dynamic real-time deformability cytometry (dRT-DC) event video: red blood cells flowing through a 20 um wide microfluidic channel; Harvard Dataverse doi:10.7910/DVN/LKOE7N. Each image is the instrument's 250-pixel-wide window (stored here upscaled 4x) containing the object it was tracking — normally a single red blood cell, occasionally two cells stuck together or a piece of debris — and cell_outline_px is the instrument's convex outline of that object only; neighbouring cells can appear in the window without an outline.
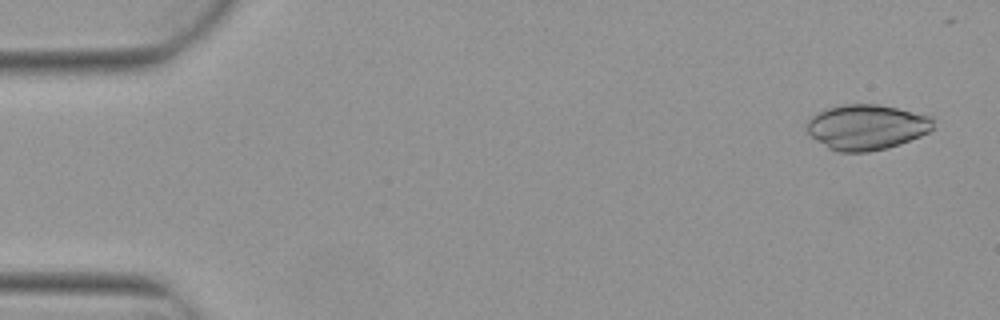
{"species": "Egyptian fruit bat (a non-hibernating species)", "species_latin": "Rousettus aegyptiacus", "temperature_condition": "warm", "stored_images_in_passage": 4, "camera_frame_rate_fps": 3000, "um_per_image_px": 0.085, "animal": {"sex": "female"}, "frame": {"image": 1, "passage_image": 1, "time_ms": 0.0, "image_size_px": [1000, 320], "cell_outline_px": [[932, 128], [928, 132], [920, 136], [900, 144], [888, 148], [868, 152], [836, 152], [828, 148], [808, 136], [808, 120], [816, 112], [828, 108], [844, 104], [876, 104], [896, 108], [932, 116]], "centroid_in_image_um": [73.62, 10.82], "position_along_channel_um": 11.4, "area_um2": 33.41}}